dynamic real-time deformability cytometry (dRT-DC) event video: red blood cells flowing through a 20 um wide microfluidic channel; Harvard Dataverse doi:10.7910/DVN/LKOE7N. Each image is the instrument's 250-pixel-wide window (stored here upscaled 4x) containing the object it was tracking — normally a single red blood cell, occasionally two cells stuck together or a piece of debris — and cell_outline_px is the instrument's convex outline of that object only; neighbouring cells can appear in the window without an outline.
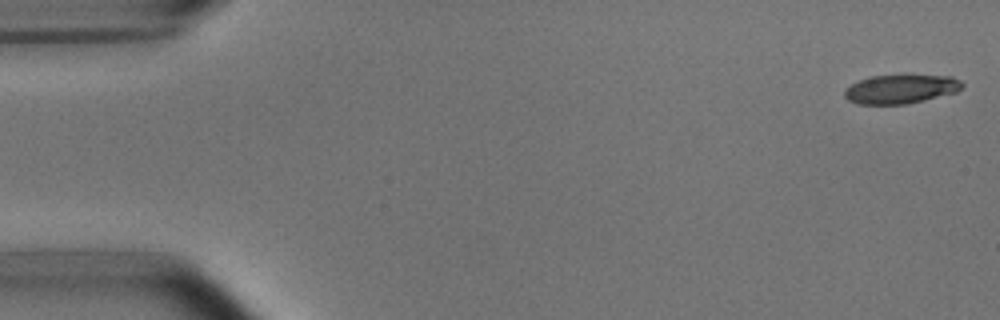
{"species": "common noctule bat (a hibernating species)", "species_latin": "Nyctalus noctula", "temperature_condition": "room temperature", "stored_images_in_passage": 5, "segment_of_instrument_passage": [1, 2], "camera_frame_rate_fps": 3000, "um_per_image_px": 0.085, "animal": {"sex": "male", "body_mass_g": 15.6}, "frame": {"image": 1, "passage_image": 1, "time_ms": 0.0, "image_size_px": [1000, 320], "cell_outline_px": [[964, 84], [956, 92], [924, 100], [904, 104], [856, 104], [848, 100], [844, 96], [844, 88], [860, 80], [872, 76], [908, 72], [952, 76], [960, 80]], "centroid_in_image_um": [76.58, 7.51], "position_along_channel_um": 8.4, "area_um2": 20.69}}